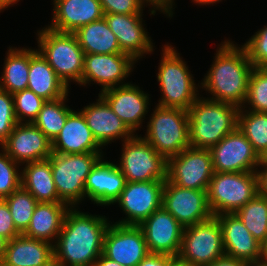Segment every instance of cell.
Masks as SVG:
<instances>
[{
    "instance_id": "6da1fadb",
    "label": "cell",
    "mask_w": 267,
    "mask_h": 266,
    "mask_svg": "<svg viewBox=\"0 0 267 266\" xmlns=\"http://www.w3.org/2000/svg\"><path fill=\"white\" fill-rule=\"evenodd\" d=\"M107 216L70 207L53 245L55 266H93L103 252Z\"/></svg>"
},
{
    "instance_id": "7a4b0ae2",
    "label": "cell",
    "mask_w": 267,
    "mask_h": 266,
    "mask_svg": "<svg viewBox=\"0 0 267 266\" xmlns=\"http://www.w3.org/2000/svg\"><path fill=\"white\" fill-rule=\"evenodd\" d=\"M218 46L212 65L200 83L201 88L212 95L208 99L240 109L247 95L254 66L242 45L239 47L231 40H224Z\"/></svg>"
},
{
    "instance_id": "3957f363",
    "label": "cell",
    "mask_w": 267,
    "mask_h": 266,
    "mask_svg": "<svg viewBox=\"0 0 267 266\" xmlns=\"http://www.w3.org/2000/svg\"><path fill=\"white\" fill-rule=\"evenodd\" d=\"M239 108L201 95L188 109L190 147L211 149L238 125Z\"/></svg>"
},
{
    "instance_id": "277c9868",
    "label": "cell",
    "mask_w": 267,
    "mask_h": 266,
    "mask_svg": "<svg viewBox=\"0 0 267 266\" xmlns=\"http://www.w3.org/2000/svg\"><path fill=\"white\" fill-rule=\"evenodd\" d=\"M156 75L161 92L157 106L188 111L199 97L201 85L196 84L187 63L170 43L162 47Z\"/></svg>"
},
{
    "instance_id": "5b68a950",
    "label": "cell",
    "mask_w": 267,
    "mask_h": 266,
    "mask_svg": "<svg viewBox=\"0 0 267 266\" xmlns=\"http://www.w3.org/2000/svg\"><path fill=\"white\" fill-rule=\"evenodd\" d=\"M37 43V51L68 88L71 82L81 86L84 51L74 33L56 31L46 25L37 31Z\"/></svg>"
},
{
    "instance_id": "8992f818",
    "label": "cell",
    "mask_w": 267,
    "mask_h": 266,
    "mask_svg": "<svg viewBox=\"0 0 267 266\" xmlns=\"http://www.w3.org/2000/svg\"><path fill=\"white\" fill-rule=\"evenodd\" d=\"M104 153L61 154L51 152L48 160L59 199L69 207L85 201V182Z\"/></svg>"
},
{
    "instance_id": "52a82bcc",
    "label": "cell",
    "mask_w": 267,
    "mask_h": 266,
    "mask_svg": "<svg viewBox=\"0 0 267 266\" xmlns=\"http://www.w3.org/2000/svg\"><path fill=\"white\" fill-rule=\"evenodd\" d=\"M143 138L166 160L190 147L188 111L155 106Z\"/></svg>"
},
{
    "instance_id": "ba28073f",
    "label": "cell",
    "mask_w": 267,
    "mask_h": 266,
    "mask_svg": "<svg viewBox=\"0 0 267 266\" xmlns=\"http://www.w3.org/2000/svg\"><path fill=\"white\" fill-rule=\"evenodd\" d=\"M258 194L256 171L214 172L207 199L213 216L235 213Z\"/></svg>"
},
{
    "instance_id": "9c48e42d",
    "label": "cell",
    "mask_w": 267,
    "mask_h": 266,
    "mask_svg": "<svg viewBox=\"0 0 267 266\" xmlns=\"http://www.w3.org/2000/svg\"><path fill=\"white\" fill-rule=\"evenodd\" d=\"M119 163L127 182L167 180V160L141 135L123 141Z\"/></svg>"
},
{
    "instance_id": "30bf717a",
    "label": "cell",
    "mask_w": 267,
    "mask_h": 266,
    "mask_svg": "<svg viewBox=\"0 0 267 266\" xmlns=\"http://www.w3.org/2000/svg\"><path fill=\"white\" fill-rule=\"evenodd\" d=\"M225 254L221 226L213 216L207 221L185 227L179 257L193 266L212 263Z\"/></svg>"
},
{
    "instance_id": "8fae6325",
    "label": "cell",
    "mask_w": 267,
    "mask_h": 266,
    "mask_svg": "<svg viewBox=\"0 0 267 266\" xmlns=\"http://www.w3.org/2000/svg\"><path fill=\"white\" fill-rule=\"evenodd\" d=\"M213 175L209 149L189 147L167 160V180L182 188L207 191Z\"/></svg>"
},
{
    "instance_id": "7c38bea8",
    "label": "cell",
    "mask_w": 267,
    "mask_h": 266,
    "mask_svg": "<svg viewBox=\"0 0 267 266\" xmlns=\"http://www.w3.org/2000/svg\"><path fill=\"white\" fill-rule=\"evenodd\" d=\"M165 181L127 182L119 198L114 202L126 217L113 223L135 225L147 219L162 207V191Z\"/></svg>"
},
{
    "instance_id": "4fadbf2b",
    "label": "cell",
    "mask_w": 267,
    "mask_h": 266,
    "mask_svg": "<svg viewBox=\"0 0 267 266\" xmlns=\"http://www.w3.org/2000/svg\"><path fill=\"white\" fill-rule=\"evenodd\" d=\"M136 61L125 53L84 54L81 86L101 85L100 92L125 85L131 75ZM92 82V83H91ZM89 84V85H87Z\"/></svg>"
},
{
    "instance_id": "5bb4252c",
    "label": "cell",
    "mask_w": 267,
    "mask_h": 266,
    "mask_svg": "<svg viewBox=\"0 0 267 266\" xmlns=\"http://www.w3.org/2000/svg\"><path fill=\"white\" fill-rule=\"evenodd\" d=\"M162 207L185 228L213 217L207 191L179 187L168 180L162 191Z\"/></svg>"
},
{
    "instance_id": "9a60e30c",
    "label": "cell",
    "mask_w": 267,
    "mask_h": 266,
    "mask_svg": "<svg viewBox=\"0 0 267 266\" xmlns=\"http://www.w3.org/2000/svg\"><path fill=\"white\" fill-rule=\"evenodd\" d=\"M102 254L123 266H137L149 250L138 226L111 222L104 235Z\"/></svg>"
},
{
    "instance_id": "2e32d148",
    "label": "cell",
    "mask_w": 267,
    "mask_h": 266,
    "mask_svg": "<svg viewBox=\"0 0 267 266\" xmlns=\"http://www.w3.org/2000/svg\"><path fill=\"white\" fill-rule=\"evenodd\" d=\"M214 172H252L260 156L237 127L210 149Z\"/></svg>"
},
{
    "instance_id": "e0dca14e",
    "label": "cell",
    "mask_w": 267,
    "mask_h": 266,
    "mask_svg": "<svg viewBox=\"0 0 267 266\" xmlns=\"http://www.w3.org/2000/svg\"><path fill=\"white\" fill-rule=\"evenodd\" d=\"M110 106L112 111L134 133L142 128L143 120L149 112L150 94L133 83L113 87L98 93Z\"/></svg>"
},
{
    "instance_id": "ac0fdd59",
    "label": "cell",
    "mask_w": 267,
    "mask_h": 266,
    "mask_svg": "<svg viewBox=\"0 0 267 266\" xmlns=\"http://www.w3.org/2000/svg\"><path fill=\"white\" fill-rule=\"evenodd\" d=\"M138 227L143 232L149 253L179 255L184 227L163 207L154 211Z\"/></svg>"
},
{
    "instance_id": "d6986e66",
    "label": "cell",
    "mask_w": 267,
    "mask_h": 266,
    "mask_svg": "<svg viewBox=\"0 0 267 266\" xmlns=\"http://www.w3.org/2000/svg\"><path fill=\"white\" fill-rule=\"evenodd\" d=\"M18 164L42 161L51 155V141L33 123H17L0 145Z\"/></svg>"
},
{
    "instance_id": "ffe728a7",
    "label": "cell",
    "mask_w": 267,
    "mask_h": 266,
    "mask_svg": "<svg viewBox=\"0 0 267 266\" xmlns=\"http://www.w3.org/2000/svg\"><path fill=\"white\" fill-rule=\"evenodd\" d=\"M143 15L104 14V18L116 35L121 51L130 55L136 62L149 55L154 49L151 36L144 28Z\"/></svg>"
},
{
    "instance_id": "44dd1931",
    "label": "cell",
    "mask_w": 267,
    "mask_h": 266,
    "mask_svg": "<svg viewBox=\"0 0 267 266\" xmlns=\"http://www.w3.org/2000/svg\"><path fill=\"white\" fill-rule=\"evenodd\" d=\"M80 112L85 117L93 137L102 148L116 140L121 139L123 142L135 135L99 94L96 102L85 106Z\"/></svg>"
},
{
    "instance_id": "7402d4cb",
    "label": "cell",
    "mask_w": 267,
    "mask_h": 266,
    "mask_svg": "<svg viewBox=\"0 0 267 266\" xmlns=\"http://www.w3.org/2000/svg\"><path fill=\"white\" fill-rule=\"evenodd\" d=\"M126 178L115 162L104 157L94 166L85 182L86 197L97 206H110L126 186Z\"/></svg>"
},
{
    "instance_id": "603a6c76",
    "label": "cell",
    "mask_w": 267,
    "mask_h": 266,
    "mask_svg": "<svg viewBox=\"0 0 267 266\" xmlns=\"http://www.w3.org/2000/svg\"><path fill=\"white\" fill-rule=\"evenodd\" d=\"M221 226L225 254L247 264L261 260L258 242L235 213L215 216Z\"/></svg>"
},
{
    "instance_id": "cb8c5ba5",
    "label": "cell",
    "mask_w": 267,
    "mask_h": 266,
    "mask_svg": "<svg viewBox=\"0 0 267 266\" xmlns=\"http://www.w3.org/2000/svg\"><path fill=\"white\" fill-rule=\"evenodd\" d=\"M53 17L47 27L74 33L78 28L104 17L99 0H53Z\"/></svg>"
},
{
    "instance_id": "d4e9b609",
    "label": "cell",
    "mask_w": 267,
    "mask_h": 266,
    "mask_svg": "<svg viewBox=\"0 0 267 266\" xmlns=\"http://www.w3.org/2000/svg\"><path fill=\"white\" fill-rule=\"evenodd\" d=\"M54 153H104L102 147L92 135L85 117L80 111H73L68 117L60 133L51 142Z\"/></svg>"
},
{
    "instance_id": "484cf974",
    "label": "cell",
    "mask_w": 267,
    "mask_h": 266,
    "mask_svg": "<svg viewBox=\"0 0 267 266\" xmlns=\"http://www.w3.org/2000/svg\"><path fill=\"white\" fill-rule=\"evenodd\" d=\"M3 261L9 266H54L53 244L20 234L7 242Z\"/></svg>"
},
{
    "instance_id": "4316f807",
    "label": "cell",
    "mask_w": 267,
    "mask_h": 266,
    "mask_svg": "<svg viewBox=\"0 0 267 266\" xmlns=\"http://www.w3.org/2000/svg\"><path fill=\"white\" fill-rule=\"evenodd\" d=\"M27 89L46 101L59 99L70 92L37 49L31 48Z\"/></svg>"
},
{
    "instance_id": "83f0119b",
    "label": "cell",
    "mask_w": 267,
    "mask_h": 266,
    "mask_svg": "<svg viewBox=\"0 0 267 266\" xmlns=\"http://www.w3.org/2000/svg\"><path fill=\"white\" fill-rule=\"evenodd\" d=\"M70 207L63 202H38L23 235L54 245Z\"/></svg>"
},
{
    "instance_id": "f1b7e54d",
    "label": "cell",
    "mask_w": 267,
    "mask_h": 266,
    "mask_svg": "<svg viewBox=\"0 0 267 266\" xmlns=\"http://www.w3.org/2000/svg\"><path fill=\"white\" fill-rule=\"evenodd\" d=\"M21 187L30 192L38 202H62L53 180L48 159L23 164Z\"/></svg>"
},
{
    "instance_id": "f546056e",
    "label": "cell",
    "mask_w": 267,
    "mask_h": 266,
    "mask_svg": "<svg viewBox=\"0 0 267 266\" xmlns=\"http://www.w3.org/2000/svg\"><path fill=\"white\" fill-rule=\"evenodd\" d=\"M74 35L84 54L123 53L105 18L78 28Z\"/></svg>"
},
{
    "instance_id": "4dcf8cb0",
    "label": "cell",
    "mask_w": 267,
    "mask_h": 266,
    "mask_svg": "<svg viewBox=\"0 0 267 266\" xmlns=\"http://www.w3.org/2000/svg\"><path fill=\"white\" fill-rule=\"evenodd\" d=\"M0 77V89L12 95L27 89L30 67V48L10 47L4 59Z\"/></svg>"
},
{
    "instance_id": "1f68e13d",
    "label": "cell",
    "mask_w": 267,
    "mask_h": 266,
    "mask_svg": "<svg viewBox=\"0 0 267 266\" xmlns=\"http://www.w3.org/2000/svg\"><path fill=\"white\" fill-rule=\"evenodd\" d=\"M68 95L69 92L59 99L46 101L38 113V116L32 122L51 142L62 130L67 117L74 111L66 105Z\"/></svg>"
},
{
    "instance_id": "d6a6232c",
    "label": "cell",
    "mask_w": 267,
    "mask_h": 266,
    "mask_svg": "<svg viewBox=\"0 0 267 266\" xmlns=\"http://www.w3.org/2000/svg\"><path fill=\"white\" fill-rule=\"evenodd\" d=\"M235 214L253 237L262 244L267 237V197L257 194Z\"/></svg>"
},
{
    "instance_id": "836d02e7",
    "label": "cell",
    "mask_w": 267,
    "mask_h": 266,
    "mask_svg": "<svg viewBox=\"0 0 267 266\" xmlns=\"http://www.w3.org/2000/svg\"><path fill=\"white\" fill-rule=\"evenodd\" d=\"M237 127L261 156L267 149V113L239 110Z\"/></svg>"
},
{
    "instance_id": "e575fe53",
    "label": "cell",
    "mask_w": 267,
    "mask_h": 266,
    "mask_svg": "<svg viewBox=\"0 0 267 266\" xmlns=\"http://www.w3.org/2000/svg\"><path fill=\"white\" fill-rule=\"evenodd\" d=\"M4 199L9 206V211L16 229L23 234L30 224L31 217L38 201L30 192L22 187Z\"/></svg>"
},
{
    "instance_id": "d590c367",
    "label": "cell",
    "mask_w": 267,
    "mask_h": 266,
    "mask_svg": "<svg viewBox=\"0 0 267 266\" xmlns=\"http://www.w3.org/2000/svg\"><path fill=\"white\" fill-rule=\"evenodd\" d=\"M239 110L267 113V67H254L252 69L247 95Z\"/></svg>"
},
{
    "instance_id": "8d00e7d4",
    "label": "cell",
    "mask_w": 267,
    "mask_h": 266,
    "mask_svg": "<svg viewBox=\"0 0 267 266\" xmlns=\"http://www.w3.org/2000/svg\"><path fill=\"white\" fill-rule=\"evenodd\" d=\"M14 112L18 123H32L46 102L32 90L24 89L12 95Z\"/></svg>"
},
{
    "instance_id": "74e56055",
    "label": "cell",
    "mask_w": 267,
    "mask_h": 266,
    "mask_svg": "<svg viewBox=\"0 0 267 266\" xmlns=\"http://www.w3.org/2000/svg\"><path fill=\"white\" fill-rule=\"evenodd\" d=\"M0 149V199H4L21 187L22 165L13 161L1 147Z\"/></svg>"
},
{
    "instance_id": "f35d334b",
    "label": "cell",
    "mask_w": 267,
    "mask_h": 266,
    "mask_svg": "<svg viewBox=\"0 0 267 266\" xmlns=\"http://www.w3.org/2000/svg\"><path fill=\"white\" fill-rule=\"evenodd\" d=\"M242 46L254 67H267V25L255 32Z\"/></svg>"
},
{
    "instance_id": "ab89813d",
    "label": "cell",
    "mask_w": 267,
    "mask_h": 266,
    "mask_svg": "<svg viewBox=\"0 0 267 266\" xmlns=\"http://www.w3.org/2000/svg\"><path fill=\"white\" fill-rule=\"evenodd\" d=\"M17 123L12 94L0 89V145L7 139Z\"/></svg>"
},
{
    "instance_id": "60d3db41",
    "label": "cell",
    "mask_w": 267,
    "mask_h": 266,
    "mask_svg": "<svg viewBox=\"0 0 267 266\" xmlns=\"http://www.w3.org/2000/svg\"><path fill=\"white\" fill-rule=\"evenodd\" d=\"M104 14L144 15L143 0H99Z\"/></svg>"
},
{
    "instance_id": "b9f144b4",
    "label": "cell",
    "mask_w": 267,
    "mask_h": 266,
    "mask_svg": "<svg viewBox=\"0 0 267 266\" xmlns=\"http://www.w3.org/2000/svg\"><path fill=\"white\" fill-rule=\"evenodd\" d=\"M20 234L14 225L8 204L5 199H0V236L9 241Z\"/></svg>"
},
{
    "instance_id": "7bdbcfd3",
    "label": "cell",
    "mask_w": 267,
    "mask_h": 266,
    "mask_svg": "<svg viewBox=\"0 0 267 266\" xmlns=\"http://www.w3.org/2000/svg\"><path fill=\"white\" fill-rule=\"evenodd\" d=\"M147 6L152 8L149 10L150 15H155L157 11L165 14L167 18H172L174 15L173 8L175 0H143Z\"/></svg>"
},
{
    "instance_id": "ee69618b",
    "label": "cell",
    "mask_w": 267,
    "mask_h": 266,
    "mask_svg": "<svg viewBox=\"0 0 267 266\" xmlns=\"http://www.w3.org/2000/svg\"><path fill=\"white\" fill-rule=\"evenodd\" d=\"M169 255L149 253L137 266H168Z\"/></svg>"
},
{
    "instance_id": "f6af8a7d",
    "label": "cell",
    "mask_w": 267,
    "mask_h": 266,
    "mask_svg": "<svg viewBox=\"0 0 267 266\" xmlns=\"http://www.w3.org/2000/svg\"><path fill=\"white\" fill-rule=\"evenodd\" d=\"M256 175L258 180V194L267 197V163H259L256 169Z\"/></svg>"
},
{
    "instance_id": "bcb514c9",
    "label": "cell",
    "mask_w": 267,
    "mask_h": 266,
    "mask_svg": "<svg viewBox=\"0 0 267 266\" xmlns=\"http://www.w3.org/2000/svg\"><path fill=\"white\" fill-rule=\"evenodd\" d=\"M204 266H247V263L224 254L217 260Z\"/></svg>"
},
{
    "instance_id": "7dc6e473",
    "label": "cell",
    "mask_w": 267,
    "mask_h": 266,
    "mask_svg": "<svg viewBox=\"0 0 267 266\" xmlns=\"http://www.w3.org/2000/svg\"><path fill=\"white\" fill-rule=\"evenodd\" d=\"M93 266H123L116 261L110 260L109 258L105 257L103 254L95 261Z\"/></svg>"
},
{
    "instance_id": "c3c4849f",
    "label": "cell",
    "mask_w": 267,
    "mask_h": 266,
    "mask_svg": "<svg viewBox=\"0 0 267 266\" xmlns=\"http://www.w3.org/2000/svg\"><path fill=\"white\" fill-rule=\"evenodd\" d=\"M168 266H193V265L187 261L182 260L179 256H170L169 255Z\"/></svg>"
},
{
    "instance_id": "681fc988",
    "label": "cell",
    "mask_w": 267,
    "mask_h": 266,
    "mask_svg": "<svg viewBox=\"0 0 267 266\" xmlns=\"http://www.w3.org/2000/svg\"><path fill=\"white\" fill-rule=\"evenodd\" d=\"M20 0H0V12L4 11L8 7L13 6L14 4L18 3Z\"/></svg>"
},
{
    "instance_id": "f907efd6",
    "label": "cell",
    "mask_w": 267,
    "mask_h": 266,
    "mask_svg": "<svg viewBox=\"0 0 267 266\" xmlns=\"http://www.w3.org/2000/svg\"><path fill=\"white\" fill-rule=\"evenodd\" d=\"M7 240L0 236V261L3 260L6 246H7Z\"/></svg>"
},
{
    "instance_id": "816d5d0a",
    "label": "cell",
    "mask_w": 267,
    "mask_h": 266,
    "mask_svg": "<svg viewBox=\"0 0 267 266\" xmlns=\"http://www.w3.org/2000/svg\"><path fill=\"white\" fill-rule=\"evenodd\" d=\"M261 260L267 262V237L264 242L261 244Z\"/></svg>"
},
{
    "instance_id": "f5cc1de1",
    "label": "cell",
    "mask_w": 267,
    "mask_h": 266,
    "mask_svg": "<svg viewBox=\"0 0 267 266\" xmlns=\"http://www.w3.org/2000/svg\"><path fill=\"white\" fill-rule=\"evenodd\" d=\"M193 3H197V5L201 4V5H211L213 6V4H217L219 2H221L222 0H192Z\"/></svg>"
},
{
    "instance_id": "db71d44e",
    "label": "cell",
    "mask_w": 267,
    "mask_h": 266,
    "mask_svg": "<svg viewBox=\"0 0 267 266\" xmlns=\"http://www.w3.org/2000/svg\"><path fill=\"white\" fill-rule=\"evenodd\" d=\"M247 266H267V262L263 260L254 261L252 263H248Z\"/></svg>"
},
{
    "instance_id": "11a10c76",
    "label": "cell",
    "mask_w": 267,
    "mask_h": 266,
    "mask_svg": "<svg viewBox=\"0 0 267 266\" xmlns=\"http://www.w3.org/2000/svg\"><path fill=\"white\" fill-rule=\"evenodd\" d=\"M260 162L267 163V149L265 152L260 156Z\"/></svg>"
},
{
    "instance_id": "9f6ffc18",
    "label": "cell",
    "mask_w": 267,
    "mask_h": 266,
    "mask_svg": "<svg viewBox=\"0 0 267 266\" xmlns=\"http://www.w3.org/2000/svg\"><path fill=\"white\" fill-rule=\"evenodd\" d=\"M0 266H9L8 264H6L3 260L0 261Z\"/></svg>"
}]
</instances>
